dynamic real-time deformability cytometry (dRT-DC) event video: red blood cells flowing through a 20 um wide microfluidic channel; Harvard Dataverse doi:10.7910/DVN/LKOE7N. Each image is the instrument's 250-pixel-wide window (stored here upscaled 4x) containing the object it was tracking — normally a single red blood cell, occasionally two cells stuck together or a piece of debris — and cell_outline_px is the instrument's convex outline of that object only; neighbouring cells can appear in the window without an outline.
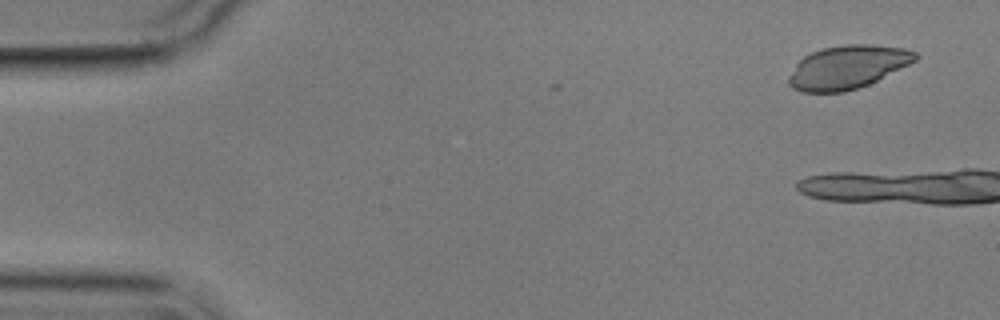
{"species": "common noctule bat (a hibernating species)", "species_latin": "Nyctalus noctula", "temperature_condition": "cold", "stored_images_in_passage": 5, "camera_frame_rate_fps": 3000, "um_per_image_px": 0.085, "animal": {"sex": "male", "body_mass_g": 17.9}, "frame": {"image": 1, "passage_image": 1, "time_ms": 0.0, "image_size_px": [1000, 320], "cell_outline_px": [[920, 56], [916, 60], [868, 84], [844, 92], [800, 92], [792, 88], [788, 84], [788, 76], [796, 64], [804, 56], [812, 52], [824, 48], [844, 44], [872, 44], [904, 48], [916, 52]], "centroid_in_image_um": [72.01, 5.7], "position_along_channel_um": 13.0, "area_um2": 31.79}}